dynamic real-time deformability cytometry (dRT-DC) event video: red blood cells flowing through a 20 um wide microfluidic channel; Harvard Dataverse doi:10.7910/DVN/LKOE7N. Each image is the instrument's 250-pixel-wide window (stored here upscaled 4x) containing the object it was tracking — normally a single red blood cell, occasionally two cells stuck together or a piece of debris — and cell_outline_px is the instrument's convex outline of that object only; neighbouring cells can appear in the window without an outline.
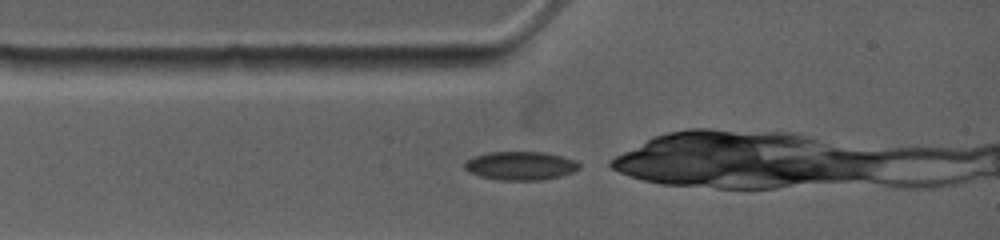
{"species": "common noctule bat (a hibernating species)", "species_latin": "Nyctalus noctula", "temperature_condition": "warm", "stored_images_in_passage": 24, "camera_frame_rate_fps": 4500, "um_per_image_px": 0.085, "animal": {"sex": "female", "body_mass_g": 19.0, "forearm_length_mm": 53.3}, "frame": {"image": 1, "passage_image": 1, "time_ms": 0.0, "image_size_px": [1000, 240], "cell_outline_px": [[580, 168], [572, 172], [560, 176], [540, 180], [500, 180], [480, 176], [468, 172], [464, 168], [464, 164], [472, 156], [488, 152], [544, 152], [564, 156], [576, 160], [580, 164]], "centroid_in_image_um": [44.25, 14.08], "position_along_channel_um": 40.8, "area_um2": 19.19}}
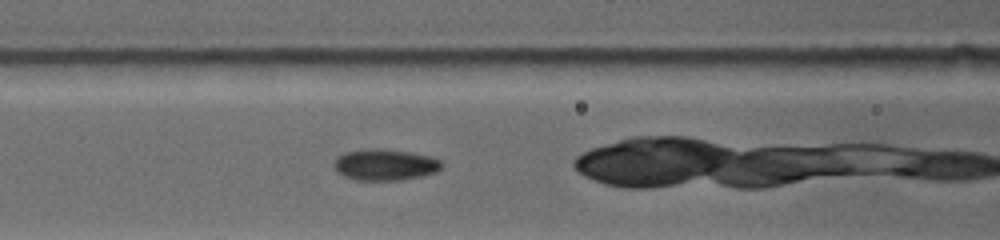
{"frame": {"image": 2, "passage_image": 7, "time_ms": 2.444, "image_size_px": [1000, 240], "cell_outline_px": [[444, 164], [436, 172], [420, 176], [400, 180], [356, 180], [344, 176], [336, 172], [332, 164], [332, 160], [336, 156], [344, 152], [364, 148], [384, 148], [412, 152], [432, 156], [440, 160]], "centroid_in_image_um": [32.67, 13.98], "position_along_channel_um": 133.9, "area_um2": 20.17}}
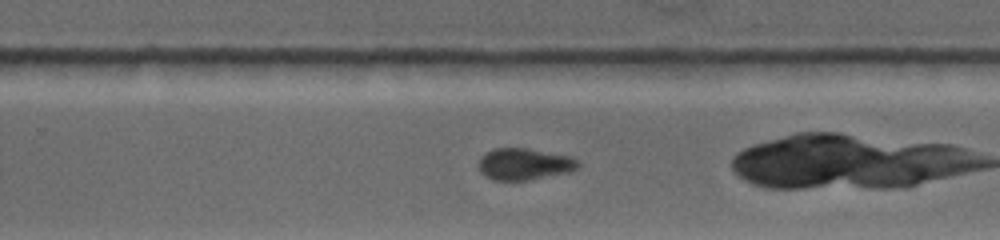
{"frame": {"image": 3, "passage_image": 17, "time_ms": 6.444, "image_size_px": [1000, 240], "cell_outline_px": [[580, 164], [572, 172], [528, 180], [492, 180], [484, 176], [476, 168], [476, 164], [480, 156], [496, 148], [528, 148], [572, 156], [580, 160]], "centroid_in_image_um": [44.56, 13.95], "position_along_channel_um": 285.2, "area_um2": 18.84}}